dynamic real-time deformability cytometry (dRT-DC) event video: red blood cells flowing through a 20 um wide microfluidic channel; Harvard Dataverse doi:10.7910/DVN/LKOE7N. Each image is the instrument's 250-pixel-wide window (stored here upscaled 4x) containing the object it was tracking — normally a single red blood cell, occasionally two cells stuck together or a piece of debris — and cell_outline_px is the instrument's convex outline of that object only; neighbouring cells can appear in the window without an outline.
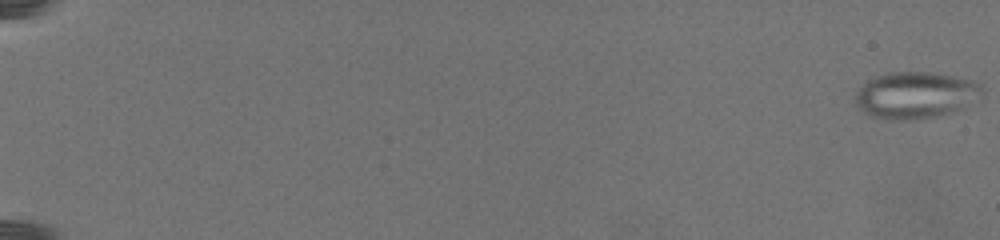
{"species": "common noctule bat (a hibernating species)", "species_latin": "Nyctalus noctula", "temperature_condition": "warm", "stored_images_in_passage": 45, "camera_frame_rate_fps": 3000, "um_per_image_px": 0.085, "animal": {"sex": "female", "body_mass_g": 19.5, "forearm_length_mm": 54.1}, "frame": {"image": 1, "passage_image": 1, "time_ms": 0.0, "image_size_px": [1000, 240], "cell_outline_px": [[984, 92], [980, 100], [964, 108], [940, 116], [916, 120], [888, 120], [868, 116], [856, 108], [856, 92], [868, 80], [876, 76], [888, 72], [928, 72], [952, 76], [972, 80], [980, 84], [984, 88]], "centroid_in_image_um": [77.85, 8.12], "position_along_channel_um": 7.2, "area_um2": 35.2}}
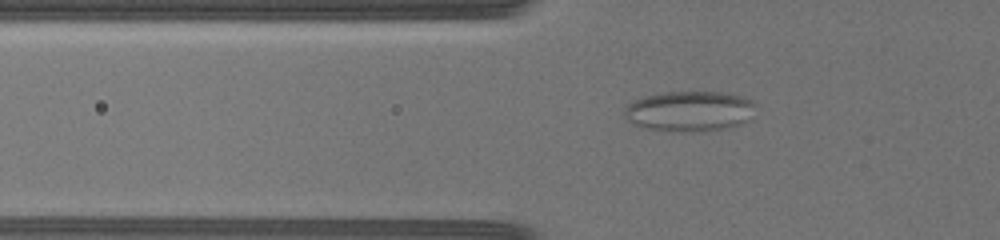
{"frame": {"image": 2, "passage_image": 39, "time_ms": 9.667, "image_size_px": [1000, 240], "cell_outline_px": [[756, 104], [752, 120], [740, 124], [724, 128], [704, 132], [672, 132], [648, 128], [632, 124], [624, 116], [624, 108], [628, 104], [644, 96], [664, 92], [728, 92], [744, 96], [752, 100]], "centroid_in_image_um": [58.66, 9.46], "position_along_channel_um": 67.1, "area_um2": 31.5}}
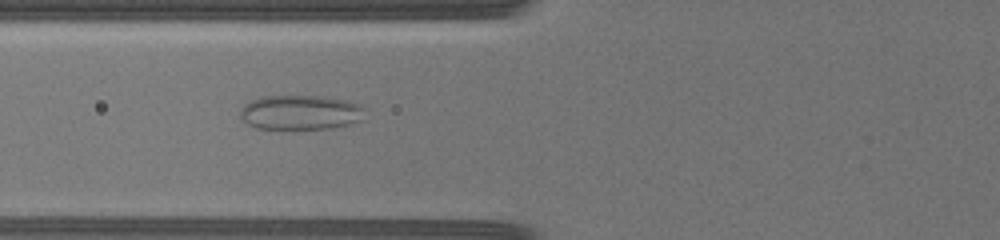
{"frame": {"image": 3, "passage_image": 44, "time_ms": 11.0, "image_size_px": [1000, 240], "cell_outline_px": [[364, 108], [360, 120], [348, 124], [332, 128], [256, 128], [248, 124], [240, 116], [240, 112], [244, 104], [260, 96], [324, 96], [344, 100], [360, 104]], "centroid_in_image_um": [25.51, 9.54], "position_along_channel_um": 100.3, "area_um2": 24.85}}